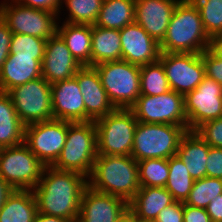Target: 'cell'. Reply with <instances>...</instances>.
Returning <instances> with one entry per match:
<instances>
[{
    "mask_svg": "<svg viewBox=\"0 0 222 222\" xmlns=\"http://www.w3.org/2000/svg\"><path fill=\"white\" fill-rule=\"evenodd\" d=\"M85 178L77 172L45 166L39 183L32 189L37 212L78 222L81 198L88 186Z\"/></svg>",
    "mask_w": 222,
    "mask_h": 222,
    "instance_id": "6da1fadb",
    "label": "cell"
},
{
    "mask_svg": "<svg viewBox=\"0 0 222 222\" xmlns=\"http://www.w3.org/2000/svg\"><path fill=\"white\" fill-rule=\"evenodd\" d=\"M211 38L205 31L200 11L192 0H180L169 22L160 51L197 53L210 48Z\"/></svg>",
    "mask_w": 222,
    "mask_h": 222,
    "instance_id": "7a4b0ae2",
    "label": "cell"
},
{
    "mask_svg": "<svg viewBox=\"0 0 222 222\" xmlns=\"http://www.w3.org/2000/svg\"><path fill=\"white\" fill-rule=\"evenodd\" d=\"M138 173V162L132 156L98 155L87 180L88 186L129 203L140 189Z\"/></svg>",
    "mask_w": 222,
    "mask_h": 222,
    "instance_id": "3957f363",
    "label": "cell"
},
{
    "mask_svg": "<svg viewBox=\"0 0 222 222\" xmlns=\"http://www.w3.org/2000/svg\"><path fill=\"white\" fill-rule=\"evenodd\" d=\"M97 156V135L94 121H68L65 145L52 167L89 177Z\"/></svg>",
    "mask_w": 222,
    "mask_h": 222,
    "instance_id": "277c9868",
    "label": "cell"
},
{
    "mask_svg": "<svg viewBox=\"0 0 222 222\" xmlns=\"http://www.w3.org/2000/svg\"><path fill=\"white\" fill-rule=\"evenodd\" d=\"M187 131L188 126L138 122L131 156L136 161L169 159L177 154L180 140Z\"/></svg>",
    "mask_w": 222,
    "mask_h": 222,
    "instance_id": "5b68a950",
    "label": "cell"
},
{
    "mask_svg": "<svg viewBox=\"0 0 222 222\" xmlns=\"http://www.w3.org/2000/svg\"><path fill=\"white\" fill-rule=\"evenodd\" d=\"M116 109H130L140 93V67L127 61H108L93 66Z\"/></svg>",
    "mask_w": 222,
    "mask_h": 222,
    "instance_id": "8992f818",
    "label": "cell"
},
{
    "mask_svg": "<svg viewBox=\"0 0 222 222\" xmlns=\"http://www.w3.org/2000/svg\"><path fill=\"white\" fill-rule=\"evenodd\" d=\"M94 123L98 155L131 156L138 121L130 109H115Z\"/></svg>",
    "mask_w": 222,
    "mask_h": 222,
    "instance_id": "52a82bcc",
    "label": "cell"
},
{
    "mask_svg": "<svg viewBox=\"0 0 222 222\" xmlns=\"http://www.w3.org/2000/svg\"><path fill=\"white\" fill-rule=\"evenodd\" d=\"M44 167L24 143L0 150V177L14 189L32 190Z\"/></svg>",
    "mask_w": 222,
    "mask_h": 222,
    "instance_id": "ba28073f",
    "label": "cell"
},
{
    "mask_svg": "<svg viewBox=\"0 0 222 222\" xmlns=\"http://www.w3.org/2000/svg\"><path fill=\"white\" fill-rule=\"evenodd\" d=\"M7 93L25 126L53 119L51 84L43 77L15 86Z\"/></svg>",
    "mask_w": 222,
    "mask_h": 222,
    "instance_id": "9c48e42d",
    "label": "cell"
},
{
    "mask_svg": "<svg viewBox=\"0 0 222 222\" xmlns=\"http://www.w3.org/2000/svg\"><path fill=\"white\" fill-rule=\"evenodd\" d=\"M130 110L141 123L187 126L184 96L173 90L158 96L140 95Z\"/></svg>",
    "mask_w": 222,
    "mask_h": 222,
    "instance_id": "30bf717a",
    "label": "cell"
},
{
    "mask_svg": "<svg viewBox=\"0 0 222 222\" xmlns=\"http://www.w3.org/2000/svg\"><path fill=\"white\" fill-rule=\"evenodd\" d=\"M68 121L52 119L25 126L24 144L45 165L58 159L67 138Z\"/></svg>",
    "mask_w": 222,
    "mask_h": 222,
    "instance_id": "8fae6325",
    "label": "cell"
},
{
    "mask_svg": "<svg viewBox=\"0 0 222 222\" xmlns=\"http://www.w3.org/2000/svg\"><path fill=\"white\" fill-rule=\"evenodd\" d=\"M0 16L12 33L36 36L45 40L57 33V13L22 4L0 5Z\"/></svg>",
    "mask_w": 222,
    "mask_h": 222,
    "instance_id": "7c38bea8",
    "label": "cell"
},
{
    "mask_svg": "<svg viewBox=\"0 0 222 222\" xmlns=\"http://www.w3.org/2000/svg\"><path fill=\"white\" fill-rule=\"evenodd\" d=\"M159 60L170 89L183 96L196 89L206 76L201 54L161 52Z\"/></svg>",
    "mask_w": 222,
    "mask_h": 222,
    "instance_id": "4fadbf2b",
    "label": "cell"
},
{
    "mask_svg": "<svg viewBox=\"0 0 222 222\" xmlns=\"http://www.w3.org/2000/svg\"><path fill=\"white\" fill-rule=\"evenodd\" d=\"M188 130L222 117V85L207 76L184 96Z\"/></svg>",
    "mask_w": 222,
    "mask_h": 222,
    "instance_id": "5bb4252c",
    "label": "cell"
},
{
    "mask_svg": "<svg viewBox=\"0 0 222 222\" xmlns=\"http://www.w3.org/2000/svg\"><path fill=\"white\" fill-rule=\"evenodd\" d=\"M85 104V122L95 121L113 112L116 108L110 102L102 86L99 73L94 67L82 66L75 74Z\"/></svg>",
    "mask_w": 222,
    "mask_h": 222,
    "instance_id": "9a60e30c",
    "label": "cell"
},
{
    "mask_svg": "<svg viewBox=\"0 0 222 222\" xmlns=\"http://www.w3.org/2000/svg\"><path fill=\"white\" fill-rule=\"evenodd\" d=\"M128 208L129 203L123 198L87 186L81 198L78 222H116Z\"/></svg>",
    "mask_w": 222,
    "mask_h": 222,
    "instance_id": "2e32d148",
    "label": "cell"
},
{
    "mask_svg": "<svg viewBox=\"0 0 222 222\" xmlns=\"http://www.w3.org/2000/svg\"><path fill=\"white\" fill-rule=\"evenodd\" d=\"M122 60L147 65L160 57V44L136 22L120 30Z\"/></svg>",
    "mask_w": 222,
    "mask_h": 222,
    "instance_id": "e0dca14e",
    "label": "cell"
},
{
    "mask_svg": "<svg viewBox=\"0 0 222 222\" xmlns=\"http://www.w3.org/2000/svg\"><path fill=\"white\" fill-rule=\"evenodd\" d=\"M42 77L51 85L71 79L82 65L73 57L63 39L56 33L46 42Z\"/></svg>",
    "mask_w": 222,
    "mask_h": 222,
    "instance_id": "ac0fdd59",
    "label": "cell"
},
{
    "mask_svg": "<svg viewBox=\"0 0 222 222\" xmlns=\"http://www.w3.org/2000/svg\"><path fill=\"white\" fill-rule=\"evenodd\" d=\"M180 0H135V22L159 44Z\"/></svg>",
    "mask_w": 222,
    "mask_h": 222,
    "instance_id": "d6986e66",
    "label": "cell"
},
{
    "mask_svg": "<svg viewBox=\"0 0 222 222\" xmlns=\"http://www.w3.org/2000/svg\"><path fill=\"white\" fill-rule=\"evenodd\" d=\"M53 119L85 122V104L77 80L71 79L51 85Z\"/></svg>",
    "mask_w": 222,
    "mask_h": 222,
    "instance_id": "ffe728a7",
    "label": "cell"
},
{
    "mask_svg": "<svg viewBox=\"0 0 222 222\" xmlns=\"http://www.w3.org/2000/svg\"><path fill=\"white\" fill-rule=\"evenodd\" d=\"M43 57L9 54L0 70V91L8 92L15 86L42 77Z\"/></svg>",
    "mask_w": 222,
    "mask_h": 222,
    "instance_id": "44dd1931",
    "label": "cell"
},
{
    "mask_svg": "<svg viewBox=\"0 0 222 222\" xmlns=\"http://www.w3.org/2000/svg\"><path fill=\"white\" fill-rule=\"evenodd\" d=\"M174 202L172 194L165 187L140 186L129 202V209L139 222H154L158 213Z\"/></svg>",
    "mask_w": 222,
    "mask_h": 222,
    "instance_id": "7402d4cb",
    "label": "cell"
},
{
    "mask_svg": "<svg viewBox=\"0 0 222 222\" xmlns=\"http://www.w3.org/2000/svg\"><path fill=\"white\" fill-rule=\"evenodd\" d=\"M210 146L195 131L188 130L181 138L177 156L194 180L207 177V156Z\"/></svg>",
    "mask_w": 222,
    "mask_h": 222,
    "instance_id": "603a6c76",
    "label": "cell"
},
{
    "mask_svg": "<svg viewBox=\"0 0 222 222\" xmlns=\"http://www.w3.org/2000/svg\"><path fill=\"white\" fill-rule=\"evenodd\" d=\"M57 34L82 66H91L92 25L64 22Z\"/></svg>",
    "mask_w": 222,
    "mask_h": 222,
    "instance_id": "cb8c5ba5",
    "label": "cell"
},
{
    "mask_svg": "<svg viewBox=\"0 0 222 222\" xmlns=\"http://www.w3.org/2000/svg\"><path fill=\"white\" fill-rule=\"evenodd\" d=\"M122 60L120 30L92 25L91 67Z\"/></svg>",
    "mask_w": 222,
    "mask_h": 222,
    "instance_id": "d4e9b609",
    "label": "cell"
},
{
    "mask_svg": "<svg viewBox=\"0 0 222 222\" xmlns=\"http://www.w3.org/2000/svg\"><path fill=\"white\" fill-rule=\"evenodd\" d=\"M25 125L21 122L7 92L0 91V147L24 143Z\"/></svg>",
    "mask_w": 222,
    "mask_h": 222,
    "instance_id": "484cf974",
    "label": "cell"
},
{
    "mask_svg": "<svg viewBox=\"0 0 222 222\" xmlns=\"http://www.w3.org/2000/svg\"><path fill=\"white\" fill-rule=\"evenodd\" d=\"M36 213L33 191L14 189L0 209V222H33Z\"/></svg>",
    "mask_w": 222,
    "mask_h": 222,
    "instance_id": "4316f807",
    "label": "cell"
},
{
    "mask_svg": "<svg viewBox=\"0 0 222 222\" xmlns=\"http://www.w3.org/2000/svg\"><path fill=\"white\" fill-rule=\"evenodd\" d=\"M135 22V0H104L94 25L121 30Z\"/></svg>",
    "mask_w": 222,
    "mask_h": 222,
    "instance_id": "83f0119b",
    "label": "cell"
},
{
    "mask_svg": "<svg viewBox=\"0 0 222 222\" xmlns=\"http://www.w3.org/2000/svg\"><path fill=\"white\" fill-rule=\"evenodd\" d=\"M168 166L169 176L165 188L172 194L175 201L185 202L195 180L177 155L168 159Z\"/></svg>",
    "mask_w": 222,
    "mask_h": 222,
    "instance_id": "f1b7e54d",
    "label": "cell"
},
{
    "mask_svg": "<svg viewBox=\"0 0 222 222\" xmlns=\"http://www.w3.org/2000/svg\"><path fill=\"white\" fill-rule=\"evenodd\" d=\"M140 84L141 95L158 96L171 90L159 59L140 67Z\"/></svg>",
    "mask_w": 222,
    "mask_h": 222,
    "instance_id": "f546056e",
    "label": "cell"
},
{
    "mask_svg": "<svg viewBox=\"0 0 222 222\" xmlns=\"http://www.w3.org/2000/svg\"><path fill=\"white\" fill-rule=\"evenodd\" d=\"M137 162L140 186H166L169 176L168 159H145Z\"/></svg>",
    "mask_w": 222,
    "mask_h": 222,
    "instance_id": "4dcf8cb0",
    "label": "cell"
},
{
    "mask_svg": "<svg viewBox=\"0 0 222 222\" xmlns=\"http://www.w3.org/2000/svg\"><path fill=\"white\" fill-rule=\"evenodd\" d=\"M222 193V179L214 177H203L195 180L185 204L198 208H206L215 199L217 195Z\"/></svg>",
    "mask_w": 222,
    "mask_h": 222,
    "instance_id": "1f68e13d",
    "label": "cell"
},
{
    "mask_svg": "<svg viewBox=\"0 0 222 222\" xmlns=\"http://www.w3.org/2000/svg\"><path fill=\"white\" fill-rule=\"evenodd\" d=\"M70 11L69 19L71 24L94 25L104 0H64Z\"/></svg>",
    "mask_w": 222,
    "mask_h": 222,
    "instance_id": "d6a6232c",
    "label": "cell"
},
{
    "mask_svg": "<svg viewBox=\"0 0 222 222\" xmlns=\"http://www.w3.org/2000/svg\"><path fill=\"white\" fill-rule=\"evenodd\" d=\"M198 7L208 36L213 39L222 34V0H192Z\"/></svg>",
    "mask_w": 222,
    "mask_h": 222,
    "instance_id": "836d02e7",
    "label": "cell"
},
{
    "mask_svg": "<svg viewBox=\"0 0 222 222\" xmlns=\"http://www.w3.org/2000/svg\"><path fill=\"white\" fill-rule=\"evenodd\" d=\"M47 40L26 34L13 33L10 54L44 56Z\"/></svg>",
    "mask_w": 222,
    "mask_h": 222,
    "instance_id": "e575fe53",
    "label": "cell"
},
{
    "mask_svg": "<svg viewBox=\"0 0 222 222\" xmlns=\"http://www.w3.org/2000/svg\"><path fill=\"white\" fill-rule=\"evenodd\" d=\"M194 131L210 147L222 148V117L206 121Z\"/></svg>",
    "mask_w": 222,
    "mask_h": 222,
    "instance_id": "d590c367",
    "label": "cell"
},
{
    "mask_svg": "<svg viewBox=\"0 0 222 222\" xmlns=\"http://www.w3.org/2000/svg\"><path fill=\"white\" fill-rule=\"evenodd\" d=\"M201 56L205 65L206 76L222 85V59L210 48L203 51Z\"/></svg>",
    "mask_w": 222,
    "mask_h": 222,
    "instance_id": "8d00e7d4",
    "label": "cell"
},
{
    "mask_svg": "<svg viewBox=\"0 0 222 222\" xmlns=\"http://www.w3.org/2000/svg\"><path fill=\"white\" fill-rule=\"evenodd\" d=\"M184 202L175 201L159 213L154 222H183Z\"/></svg>",
    "mask_w": 222,
    "mask_h": 222,
    "instance_id": "74e56055",
    "label": "cell"
},
{
    "mask_svg": "<svg viewBox=\"0 0 222 222\" xmlns=\"http://www.w3.org/2000/svg\"><path fill=\"white\" fill-rule=\"evenodd\" d=\"M207 177L222 179V148H209L207 156Z\"/></svg>",
    "mask_w": 222,
    "mask_h": 222,
    "instance_id": "f35d334b",
    "label": "cell"
},
{
    "mask_svg": "<svg viewBox=\"0 0 222 222\" xmlns=\"http://www.w3.org/2000/svg\"><path fill=\"white\" fill-rule=\"evenodd\" d=\"M12 32L0 16V70L10 54Z\"/></svg>",
    "mask_w": 222,
    "mask_h": 222,
    "instance_id": "ab89813d",
    "label": "cell"
},
{
    "mask_svg": "<svg viewBox=\"0 0 222 222\" xmlns=\"http://www.w3.org/2000/svg\"><path fill=\"white\" fill-rule=\"evenodd\" d=\"M15 3L58 14L62 0H16Z\"/></svg>",
    "mask_w": 222,
    "mask_h": 222,
    "instance_id": "60d3db41",
    "label": "cell"
},
{
    "mask_svg": "<svg viewBox=\"0 0 222 222\" xmlns=\"http://www.w3.org/2000/svg\"><path fill=\"white\" fill-rule=\"evenodd\" d=\"M183 222H211V219L206 209L184 203Z\"/></svg>",
    "mask_w": 222,
    "mask_h": 222,
    "instance_id": "b9f144b4",
    "label": "cell"
},
{
    "mask_svg": "<svg viewBox=\"0 0 222 222\" xmlns=\"http://www.w3.org/2000/svg\"><path fill=\"white\" fill-rule=\"evenodd\" d=\"M205 209L211 221L222 222V193L217 195L215 199H211V202Z\"/></svg>",
    "mask_w": 222,
    "mask_h": 222,
    "instance_id": "7bdbcfd3",
    "label": "cell"
},
{
    "mask_svg": "<svg viewBox=\"0 0 222 222\" xmlns=\"http://www.w3.org/2000/svg\"><path fill=\"white\" fill-rule=\"evenodd\" d=\"M13 190L14 188L0 177V209L3 207L7 197L13 192Z\"/></svg>",
    "mask_w": 222,
    "mask_h": 222,
    "instance_id": "ee69618b",
    "label": "cell"
},
{
    "mask_svg": "<svg viewBox=\"0 0 222 222\" xmlns=\"http://www.w3.org/2000/svg\"><path fill=\"white\" fill-rule=\"evenodd\" d=\"M33 222H72V221L62 217L50 216L37 212Z\"/></svg>",
    "mask_w": 222,
    "mask_h": 222,
    "instance_id": "f6af8a7d",
    "label": "cell"
},
{
    "mask_svg": "<svg viewBox=\"0 0 222 222\" xmlns=\"http://www.w3.org/2000/svg\"><path fill=\"white\" fill-rule=\"evenodd\" d=\"M210 49L222 59V34L211 40Z\"/></svg>",
    "mask_w": 222,
    "mask_h": 222,
    "instance_id": "bcb514c9",
    "label": "cell"
},
{
    "mask_svg": "<svg viewBox=\"0 0 222 222\" xmlns=\"http://www.w3.org/2000/svg\"><path fill=\"white\" fill-rule=\"evenodd\" d=\"M116 222H139L135 214L128 208Z\"/></svg>",
    "mask_w": 222,
    "mask_h": 222,
    "instance_id": "7dc6e473",
    "label": "cell"
}]
</instances>
